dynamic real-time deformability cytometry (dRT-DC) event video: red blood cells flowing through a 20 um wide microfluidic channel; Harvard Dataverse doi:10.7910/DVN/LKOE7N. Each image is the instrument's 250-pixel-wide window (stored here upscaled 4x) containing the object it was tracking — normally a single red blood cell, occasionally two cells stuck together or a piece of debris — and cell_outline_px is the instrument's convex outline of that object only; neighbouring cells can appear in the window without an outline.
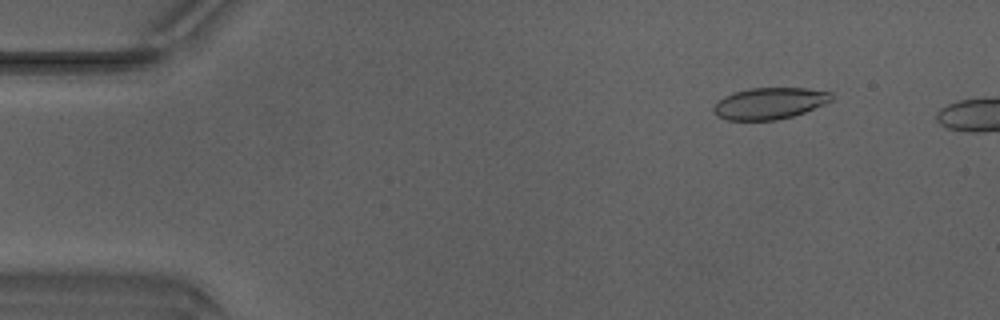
{"species": "Egyptian fruit bat (a non-hibernating species)", "species_latin": "Rousettus aegyptiacus", "temperature_condition": "warm", "stored_images_in_passage": 12, "camera_frame_rate_fps": 3000, "um_per_image_px": 0.085, "animal": {"sex": "male"}, "frame": {"image": 1, "passage_image": 4, "time_ms": 1.0, "image_size_px": [1000, 320], "cell_outline_px": [[832, 100], [824, 104], [804, 112], [792, 116], [776, 120], [728, 120], [716, 116], [712, 112], [712, 108], [724, 96], [732, 92], [748, 88], [808, 88], [832, 92]], "centroid_in_image_um": [65.39, 8.78], "position_along_channel_um": 19.6, "area_um2": 21.73}}